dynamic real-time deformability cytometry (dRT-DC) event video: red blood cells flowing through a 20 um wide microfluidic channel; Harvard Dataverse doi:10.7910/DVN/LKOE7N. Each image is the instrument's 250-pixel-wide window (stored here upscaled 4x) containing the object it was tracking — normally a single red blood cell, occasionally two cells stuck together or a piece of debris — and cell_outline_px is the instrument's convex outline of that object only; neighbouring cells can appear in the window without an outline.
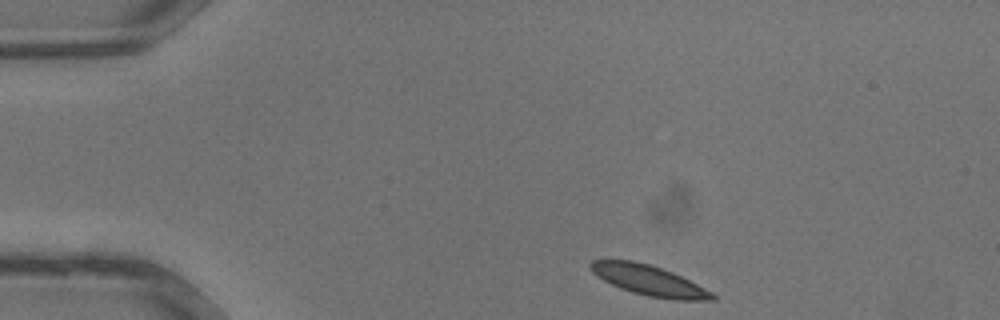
{"species": "common noctule bat (a hibernating species)", "species_latin": "Nyctalus noctula", "temperature_condition": "warm", "stored_images_in_passage": 30, "camera_frame_rate_fps": 3000, "um_per_image_px": 0.085, "animal": {"sex": "male", "body_mass_g": 13.3}, "frame": {"image": 1, "passage_image": 1, "time_ms": 0.0, "image_size_px": [1000, 320], "cell_outline_px": [[716, 300], [672, 300], [648, 296], [632, 292], [620, 288], [604, 280], [592, 272], [588, 264], [592, 260], [632, 260], [648, 264], [672, 272], [712, 292], [716, 296]], "centroid_in_image_um": [55.15, 23.84], "position_along_channel_um": 29.8, "area_um2": 21.21}}
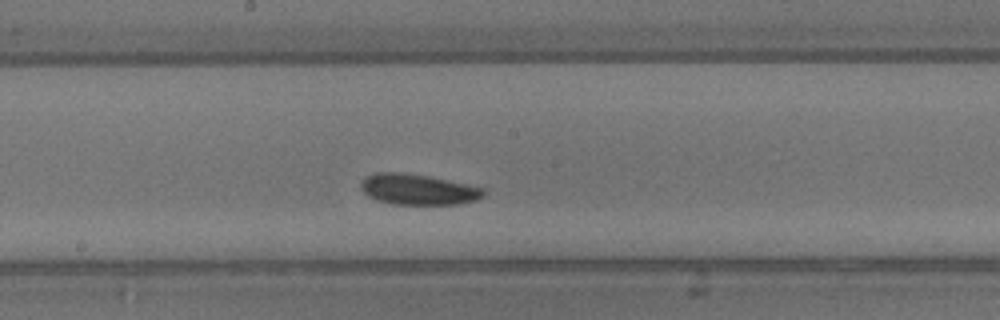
{"frame": {"image": 2, "passage_image": 14, "time_ms": 4.333, "image_size_px": [1000, 320], "cell_outline_px": [[484, 196], [476, 200], [460, 204], [392, 204], [376, 200], [368, 196], [360, 188], [360, 184], [364, 176], [376, 172], [400, 172], [428, 176], [484, 188]], "centroid_in_image_um": [35.48, 16.1], "position_along_channel_um": 212.7, "area_um2": 21.96}}
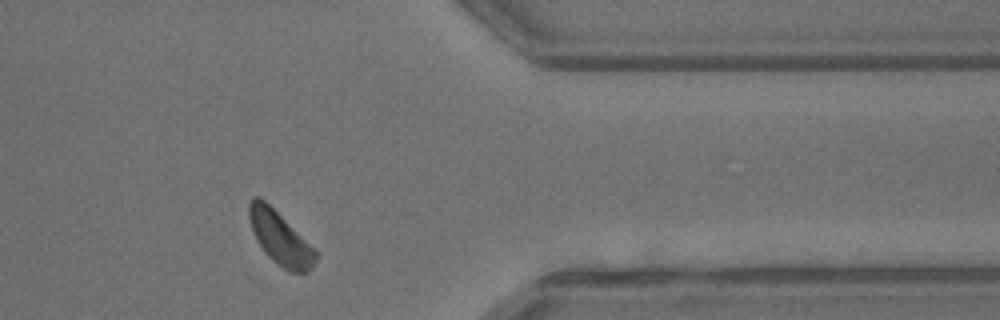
{"frame": {"image": 3, "passage_image": 24, "time_ms": 7.667, "image_size_px": [1000, 320], "cell_outline_px": [[316, 260], [312, 268], [308, 272], [288, 272], [276, 264], [264, 252], [256, 240], [248, 220], [248, 204], [252, 196], [260, 196], [316, 252]], "centroid_in_image_um": [23.73, 20.25], "position_along_channel_um": 387.7, "area_um2": 20.11}}